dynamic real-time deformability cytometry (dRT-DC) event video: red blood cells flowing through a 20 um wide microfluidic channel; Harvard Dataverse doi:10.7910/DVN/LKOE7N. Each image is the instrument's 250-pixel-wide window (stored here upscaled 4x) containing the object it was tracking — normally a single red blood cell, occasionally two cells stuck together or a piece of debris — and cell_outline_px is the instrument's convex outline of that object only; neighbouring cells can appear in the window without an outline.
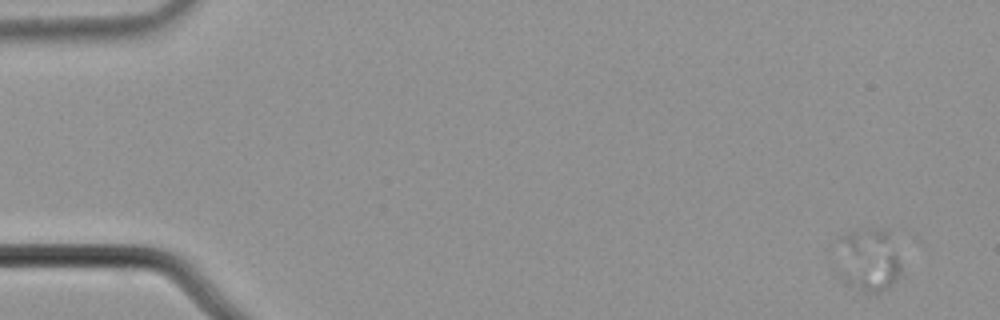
{"species": "common noctule bat (a hibernating species)", "species_latin": "Nyctalus noctula", "temperature_condition": "cold", "stored_images_in_passage": 8, "camera_frame_rate_fps": 3000, "um_per_image_px": 0.085, "animal": {"sex": "male", "body_mass_g": 21.5, "forearm_length_mm": 52.0}, "frame": {"image": 1, "passage_image": 1, "time_ms": 0.0, "image_size_px": [1000, 320], "cell_outline_px": [[900, 272], [896, 280], [888, 288], [872, 296], [844, 284], [840, 280], [836, 272], [888, 252], [892, 252], [896, 256], [900, 264]], "centroid_in_image_um": [74.13, 23.3], "position_along_channel_um": 10.9, "area_um2": 12.37}}
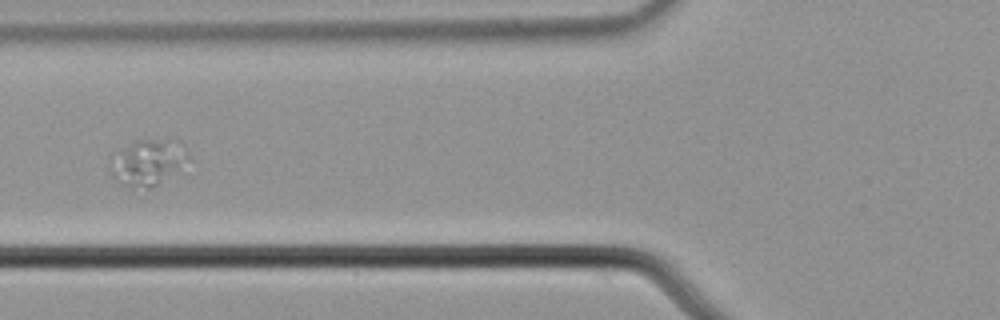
{"frame": {"image": 2, "passage_image": 7, "time_ms": 2.0, "image_size_px": [1000, 320], "cell_outline_px": [[188, 156], [156, 184], [148, 188], [120, 184], [112, 176], [108, 160], [108, 156], [116, 148], [136, 140], [168, 136], [176, 140]], "centroid_in_image_um": [12.37, 13.69], "position_along_channel_um": 113.4, "area_um2": 20.63}}
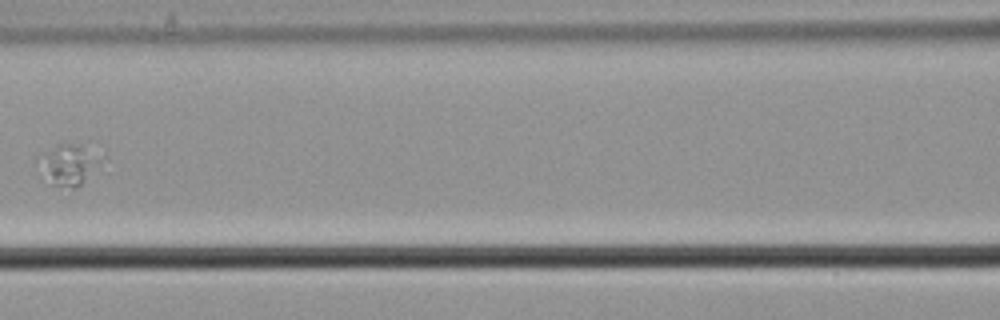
{"frame": {"image": 3, "passage_image": 8, "time_ms": 2.333, "image_size_px": [1000, 320], "cell_outline_px": [[108, 160], [76, 188], [72, 188], [48, 184], [48, 160], [56, 144], [80, 144], [108, 156]], "centroid_in_image_um": [6.22, 14.0], "position_along_channel_um": 160.4, "area_um2": 13.81}}